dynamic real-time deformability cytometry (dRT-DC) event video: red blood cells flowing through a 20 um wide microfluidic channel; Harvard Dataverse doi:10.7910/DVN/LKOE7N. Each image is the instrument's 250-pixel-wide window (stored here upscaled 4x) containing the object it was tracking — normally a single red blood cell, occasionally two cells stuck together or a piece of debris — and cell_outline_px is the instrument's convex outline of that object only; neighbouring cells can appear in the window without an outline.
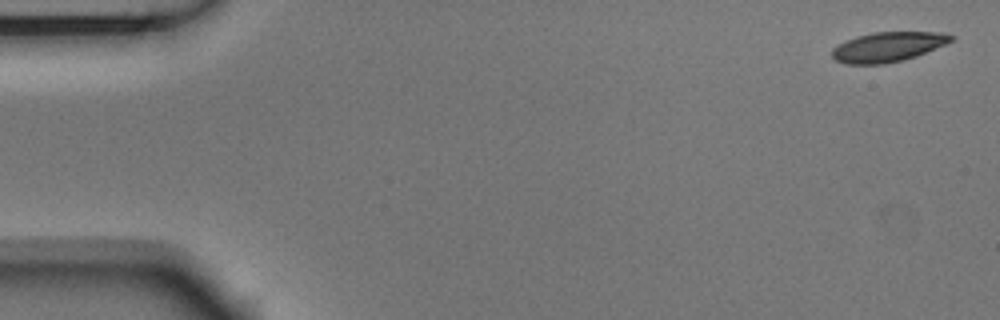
{"species": "Egyptian fruit bat (a non-hibernating species)", "species_latin": "Rousettus aegyptiacus", "temperature_condition": "room temperature", "stored_images_in_passage": 5, "camera_frame_rate_fps": 3000, "um_per_image_px": 0.085, "animal": {"sex": "male"}, "frame": {"image": 1, "passage_image": 1, "time_ms": 0.0, "image_size_px": [1000, 320], "cell_outline_px": [[956, 40], [916, 56], [884, 64], [844, 64], [836, 60], [832, 56], [832, 48], [856, 36], [872, 32], [944, 32], [956, 36]], "centroid_in_image_um": [75.52, 3.97], "position_along_channel_um": 9.5, "area_um2": 20.69}}
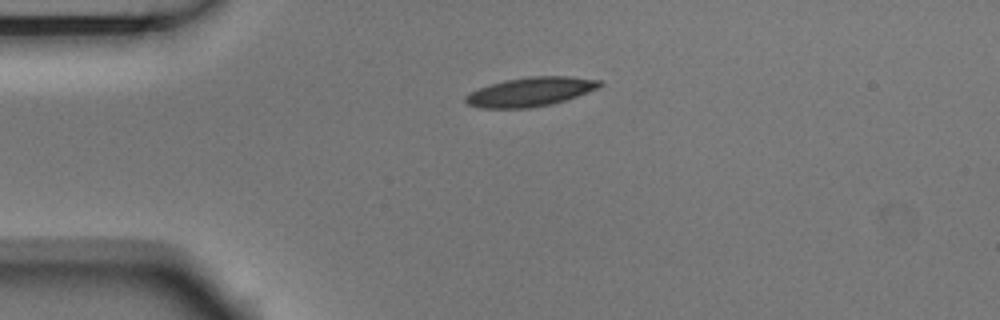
{"frame": {"image": 2, "passage_image": 4, "time_ms": 1.0, "image_size_px": [1000, 320], "cell_outline_px": [[604, 84], [596, 88], [576, 96], [552, 104], [528, 108], [480, 108], [468, 104], [464, 100], [464, 96], [480, 88], [504, 80], [532, 76], [568, 76], [600, 80]], "centroid_in_image_um": [45.07, 7.8], "position_along_channel_um": 39.9, "area_um2": 22.43}}